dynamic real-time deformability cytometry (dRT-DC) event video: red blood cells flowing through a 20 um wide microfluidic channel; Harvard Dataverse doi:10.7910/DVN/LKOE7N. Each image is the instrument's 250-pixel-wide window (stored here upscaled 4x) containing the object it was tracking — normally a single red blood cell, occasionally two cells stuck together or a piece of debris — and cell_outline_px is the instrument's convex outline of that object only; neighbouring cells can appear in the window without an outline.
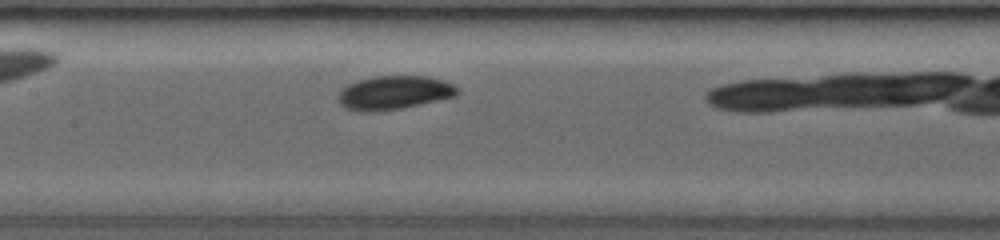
{"species": "common noctule bat (a hibernating species)", "species_latin": "Nyctalus noctula", "temperature_condition": "room temperature", "stored_images_in_passage": 24, "camera_frame_rate_fps": 3000, "um_per_image_px": 0.085, "animal": {"sex": "female", "body_mass_g": 19.0, "forearm_length_mm": 53.3}, "frame": {"image": 1, "passage_image": 8, "time_ms": 2.333, "image_size_px": [1000, 240], "cell_outline_px": [[460, 92], [456, 96], [420, 104], [400, 108], [376, 112], [360, 112], [344, 108], [336, 100], [336, 96], [348, 84], [356, 80], [376, 76], [428, 76], [452, 84], [460, 88]], "centroid_in_image_um": [33.46, 7.88], "position_along_channel_um": 173.9, "area_um2": 23.58}}
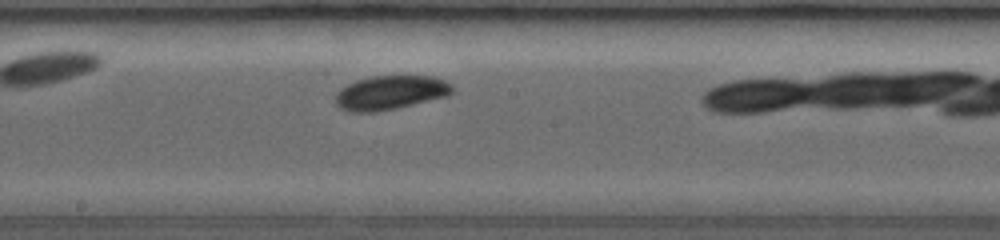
{"frame": {"image": 2, "passage_image": 11, "time_ms": 3.333, "image_size_px": [1000, 240], "cell_outline_px": [[452, 92], [448, 96], [396, 108], [376, 112], [352, 112], [340, 108], [336, 104], [336, 92], [340, 88], [356, 80], [372, 76], [432, 76], [444, 80], [452, 84]], "centroid_in_image_um": [33.17, 7.87], "position_along_channel_um": 215.0, "area_um2": 23.18}}